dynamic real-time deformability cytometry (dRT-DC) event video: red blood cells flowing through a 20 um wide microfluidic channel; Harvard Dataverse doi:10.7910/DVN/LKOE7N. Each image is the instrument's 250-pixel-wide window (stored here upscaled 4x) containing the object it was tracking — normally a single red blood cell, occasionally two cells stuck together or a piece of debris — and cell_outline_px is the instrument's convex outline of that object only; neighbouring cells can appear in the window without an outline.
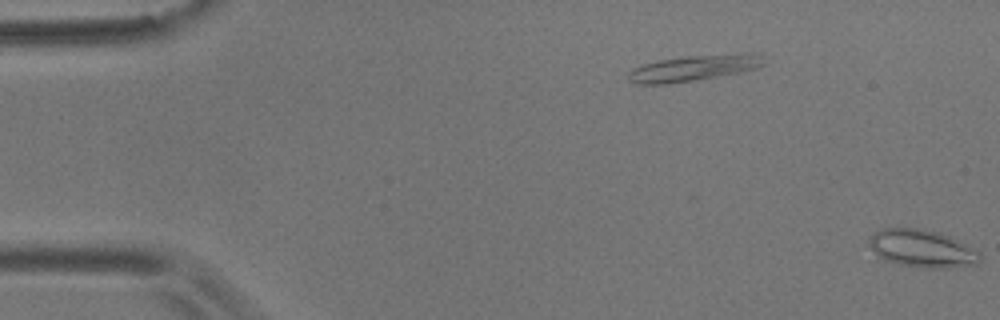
{"species": "common noctule bat (a hibernating species)", "species_latin": "Nyctalus noctula", "temperature_condition": "room temperature", "stored_images_in_passage": 9, "segment_of_instrument_passage": [2, 2], "camera_frame_rate_fps": 3000, "um_per_image_px": 0.085, "animal": {"sex": "male", "body_mass_g": 17.9}, "frame": {"image": 1, "passage_image": 9, "time_ms": 2.667, "image_size_px": [1000, 320], "cell_outline_px": [[984, 256], [976, 264], [948, 268], [924, 268], [900, 264], [888, 260], [880, 256], [868, 244], [868, 240], [880, 228], [924, 228], [940, 232], [980, 252]], "centroid_in_image_um": [78.41, 21.12], "position_along_channel_um": 6.6, "area_um2": 24.1}}